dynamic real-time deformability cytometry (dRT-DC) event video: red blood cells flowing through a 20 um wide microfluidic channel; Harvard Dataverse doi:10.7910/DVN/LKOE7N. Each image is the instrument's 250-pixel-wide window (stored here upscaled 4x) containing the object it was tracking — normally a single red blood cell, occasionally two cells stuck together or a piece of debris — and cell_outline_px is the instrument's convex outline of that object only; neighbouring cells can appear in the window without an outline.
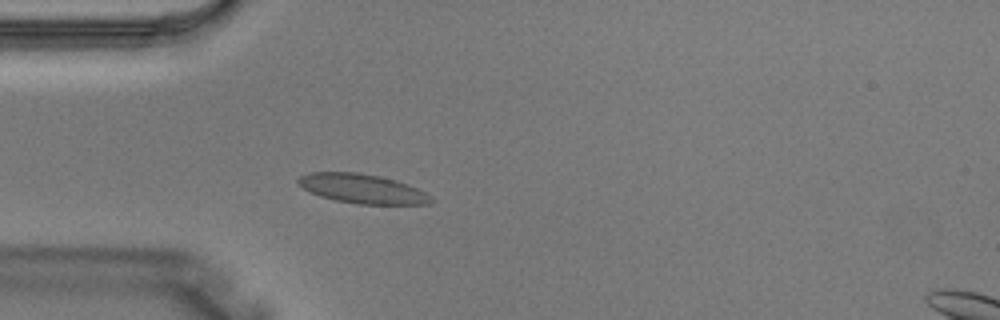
{"species": "Egyptian fruit bat (a non-hibernating species)", "species_latin": "Rousettus aegyptiacus", "temperature_condition": "warm", "stored_images_in_passage": 3, "camera_frame_rate_fps": 3000, "um_per_image_px": 0.085, "animal": {"sex": "male"}, "frame": {"image": 1, "passage_image": 3, "time_ms": 0.667, "image_size_px": [1000, 320], "cell_outline_px": [[432, 204], [356, 204], [336, 200], [320, 196], [304, 188], [296, 180], [300, 176], [308, 172], [360, 172], [380, 176], [396, 180], [408, 184], [424, 192], [432, 200]], "centroid_in_image_um": [30.78, 16.03], "position_along_channel_um": 54.2, "area_um2": 22.54}}